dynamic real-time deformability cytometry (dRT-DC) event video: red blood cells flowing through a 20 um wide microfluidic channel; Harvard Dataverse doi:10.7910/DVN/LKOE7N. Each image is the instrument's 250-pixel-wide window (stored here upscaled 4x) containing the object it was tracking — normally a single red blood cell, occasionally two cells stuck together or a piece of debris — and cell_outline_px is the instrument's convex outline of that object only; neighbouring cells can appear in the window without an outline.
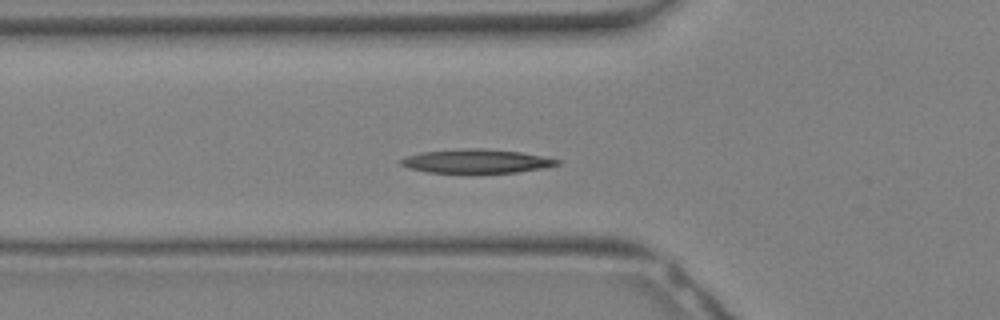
{"species": "Egyptian fruit bat (a non-hibernating species)", "species_latin": "Rousettus aegyptiacus", "temperature_condition": "warm", "stored_images_in_passage": 31, "camera_frame_rate_fps": 3000, "um_per_image_px": 0.085, "animal": {"sex": "female"}, "frame": {"image": 1, "passage_image": 9, "time_ms": 2.667, "image_size_px": [1000, 320], "cell_outline_px": [[560, 164], [540, 168], [516, 172], [464, 176], [428, 172], [408, 168], [400, 164], [400, 160], [408, 156], [420, 152], [464, 148], [480, 148], [520, 152], [544, 156], [560, 160]], "centroid_in_image_um": [40.44, 13.74], "position_along_channel_um": 85.4, "area_um2": 22.66}}
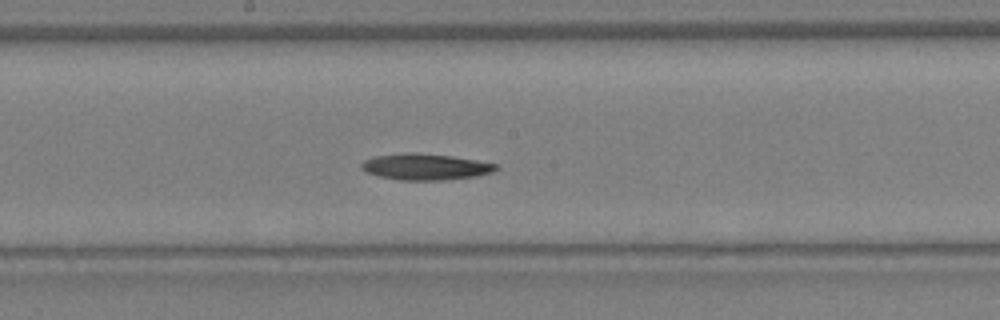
{"frame": {"image": 2, "passage_image": 15, "time_ms": 4.667, "image_size_px": [1000, 320], "cell_outline_px": [[500, 168], [492, 172], [476, 176], [444, 180], [400, 180], [380, 176], [368, 172], [360, 168], [360, 164], [364, 160], [372, 156], [408, 152], [416, 152], [452, 156], [476, 160], [496, 164]], "centroid_in_image_um": [36.14, 14.17], "position_along_channel_um": 212.1, "area_um2": 20.63}}
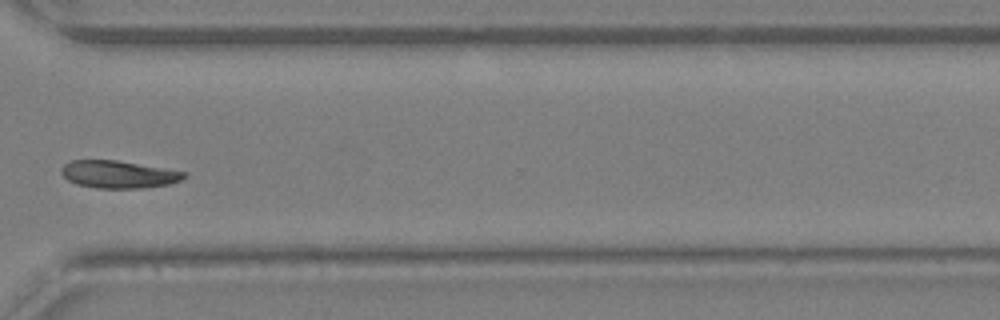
{"frame": {"image": 3, "passage_image": 22, "time_ms": 7.0, "image_size_px": [1000, 320], "cell_outline_px": [[188, 176], [184, 180], [168, 184], [140, 188], [96, 188], [76, 184], [68, 180], [60, 172], [60, 168], [64, 164], [72, 160], [116, 160], [188, 172]], "centroid_in_image_um": [10.09, 14.82], "position_along_channel_um": 360.5, "area_um2": 19.77}}